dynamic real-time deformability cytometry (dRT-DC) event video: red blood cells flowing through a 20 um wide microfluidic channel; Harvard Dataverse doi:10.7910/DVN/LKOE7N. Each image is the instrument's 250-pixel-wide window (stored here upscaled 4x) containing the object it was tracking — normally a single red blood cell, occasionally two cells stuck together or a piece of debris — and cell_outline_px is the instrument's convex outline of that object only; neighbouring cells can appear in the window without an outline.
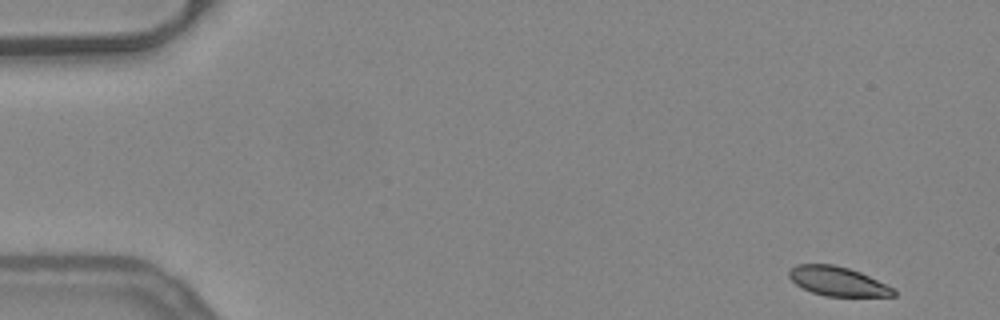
{"species": "common noctule bat (a hibernating species)", "species_latin": "Nyctalus noctula", "temperature_condition": "warm", "stored_images_in_passage": 50, "camera_frame_rate_fps": 3000, "um_per_image_px": 0.085, "animal": {"sex": "female", "body_mass_g": 24.6, "forearm_length_mm": 56.2}, "frame": {"image": 1, "passage_image": 1, "time_ms": 0.0, "image_size_px": [1000, 320], "cell_outline_px": [[896, 296], [824, 296], [812, 292], [796, 284], [788, 276], [788, 272], [796, 264], [832, 264], [848, 268], [860, 272], [896, 288]], "centroid_in_image_um": [71.24, 23.91], "position_along_channel_um": 13.8, "area_um2": 17.8}}
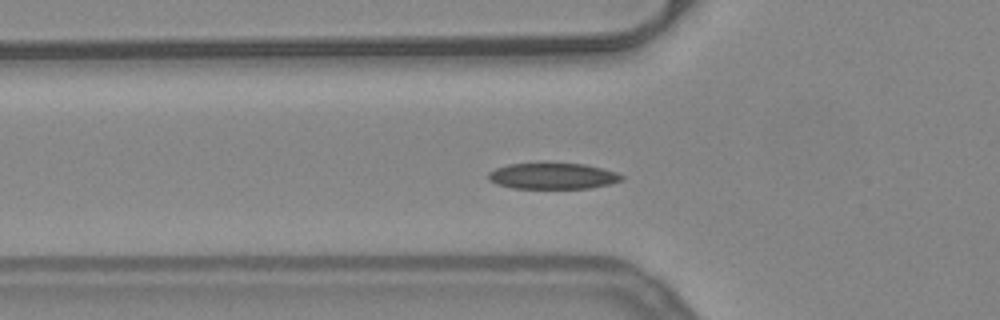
{"frame": {"image": 2, "passage_image": 16, "time_ms": 5.0, "image_size_px": [1000, 320], "cell_outline_px": [[624, 180], [592, 188], [512, 188], [496, 184], [488, 180], [488, 172], [496, 168], [508, 164], [544, 160], [584, 164], [616, 172], [624, 176]], "centroid_in_image_um": [46.94, 14.91], "position_along_channel_um": 78.9, "area_um2": 21.15}}
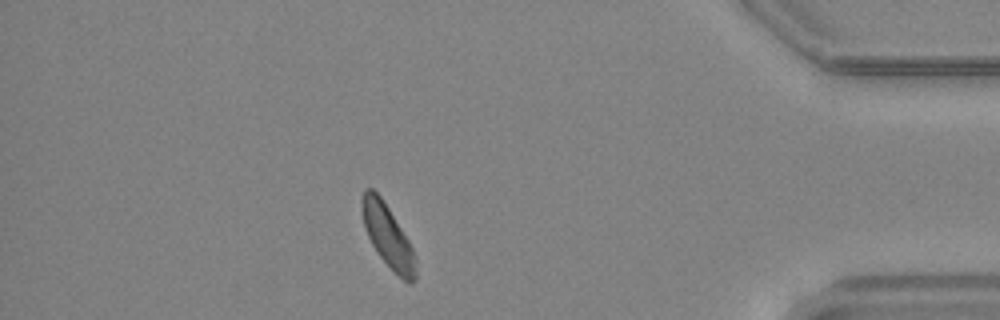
{"frame": {"image": 3, "passage_image": 44, "time_ms": 14.333, "image_size_px": [1000, 320], "cell_outline_px": [[416, 280], [412, 284], [408, 284], [380, 256], [372, 244], [364, 228], [360, 208], [360, 200], [364, 188], [372, 188], [380, 196], [388, 208], [408, 240], [412, 248], [416, 268]], "centroid_in_image_um": [32.92, 20.02], "position_along_channel_um": 402.3, "area_um2": 19.25}, "authors_computed_cell_mechanics": {"area_um2": 19.7965, "velocity_mm_per_s": 3.9151, "shape_relaxation_time_tau1_ms": 2.3093, "shape_relaxation_time_tau2_ms": 10.8051, "deformation_change_tau1": 0.092, "deformation_change_tau2": 0.1435}}